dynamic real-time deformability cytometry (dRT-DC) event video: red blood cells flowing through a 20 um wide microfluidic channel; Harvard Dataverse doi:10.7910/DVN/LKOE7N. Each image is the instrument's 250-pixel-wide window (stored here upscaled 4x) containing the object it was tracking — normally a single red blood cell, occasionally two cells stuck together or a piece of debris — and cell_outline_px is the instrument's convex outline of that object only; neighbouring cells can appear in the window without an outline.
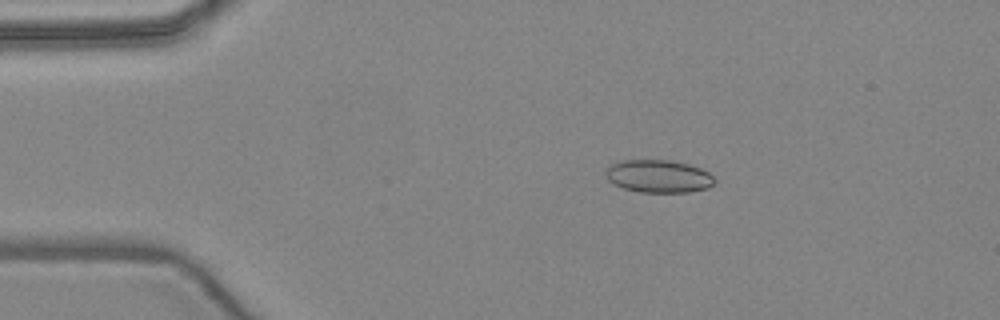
{"species": "common noctule bat (a hibernating species)", "species_latin": "Nyctalus noctula", "temperature_condition": "warm", "stored_images_in_passage": 4, "camera_frame_rate_fps": 3000, "um_per_image_px": 0.085, "animal": {"sex": "female", "body_mass_g": 24.6, "forearm_length_mm": 56.2}, "frame": {"image": 1, "passage_image": 3, "time_ms": 2.667, "image_size_px": [1000, 320], "cell_outline_px": [[716, 180], [708, 188], [688, 192], [640, 192], [624, 188], [608, 180], [604, 172], [612, 164], [620, 160], [672, 160], [688, 164], [700, 168], [708, 172]], "centroid_in_image_um": [55.98, 14.97], "position_along_channel_um": 29.0, "area_um2": 20.69}}